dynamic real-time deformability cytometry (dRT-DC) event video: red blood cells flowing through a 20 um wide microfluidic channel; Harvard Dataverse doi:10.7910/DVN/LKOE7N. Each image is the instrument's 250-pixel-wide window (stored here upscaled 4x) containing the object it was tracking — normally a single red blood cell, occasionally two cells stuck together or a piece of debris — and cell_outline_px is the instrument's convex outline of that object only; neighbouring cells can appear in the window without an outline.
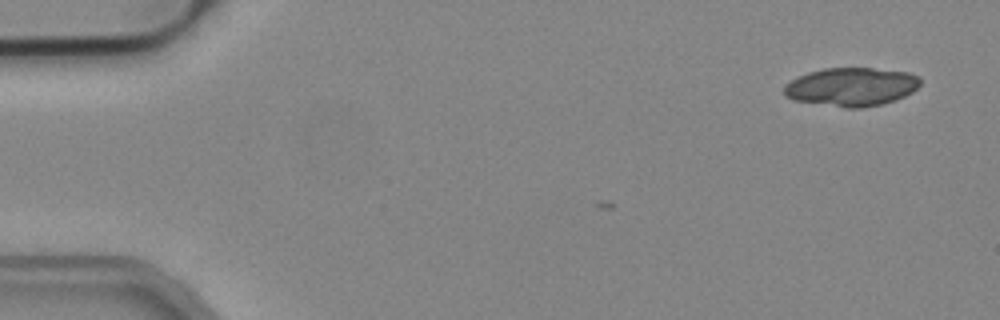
{"species": "common noctule bat (a hibernating species)", "species_latin": "Nyctalus noctula", "temperature_condition": "cold", "stored_images_in_passage": 4, "camera_frame_rate_fps": 3000, "um_per_image_px": 0.085, "animal": {"sex": "male", "body_mass_g": 19.2, "forearm_length_mm": 51.8}, "frame": {"image": 1, "passage_image": 4, "time_ms": 1.0, "image_size_px": [1000, 320], "cell_outline_px": [[920, 84], [912, 92], [904, 96], [880, 104], [860, 108], [844, 108], [792, 100], [784, 96], [784, 84], [796, 76], [808, 72], [824, 68], [872, 68], [908, 72], [920, 76]], "centroid_in_image_um": [72.32, 7.38], "position_along_channel_um": 12.7, "area_um2": 30.75}}